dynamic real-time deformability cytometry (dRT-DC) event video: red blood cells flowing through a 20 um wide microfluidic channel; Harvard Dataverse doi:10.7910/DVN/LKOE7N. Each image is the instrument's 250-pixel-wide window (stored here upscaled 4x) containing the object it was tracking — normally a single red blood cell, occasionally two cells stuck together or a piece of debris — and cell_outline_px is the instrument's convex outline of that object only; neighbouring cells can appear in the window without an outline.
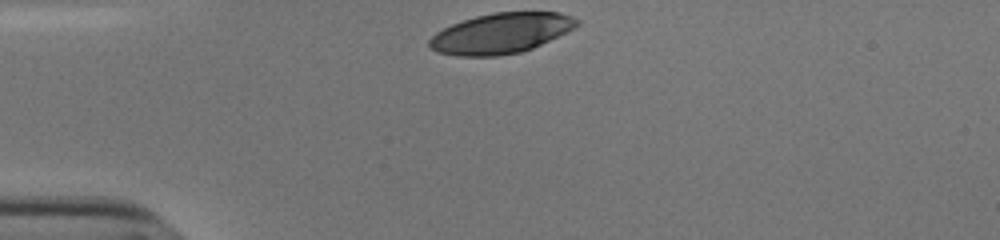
{"species": "human", "species_latin": "Homo sapiens", "temperature_condition": "cold", "stored_images_in_passage": 30, "camera_frame_rate_fps": 3000, "um_per_image_px": 0.085, "donor": {"sex": "male"}, "frame": {"image": 1, "passage_image": 1, "time_ms": 0.0, "image_size_px": [1000, 240], "cell_outline_px": [[580, 24], [576, 28], [568, 32], [532, 48], [520, 52], [500, 56], [456, 56], [436, 52], [428, 48], [428, 40], [436, 32], [452, 24], [476, 16], [496, 12], [560, 12], [572, 16], [580, 20]], "centroid_in_image_um": [42.59, 2.83], "position_along_channel_um": 42.4, "area_um2": 34.91}}
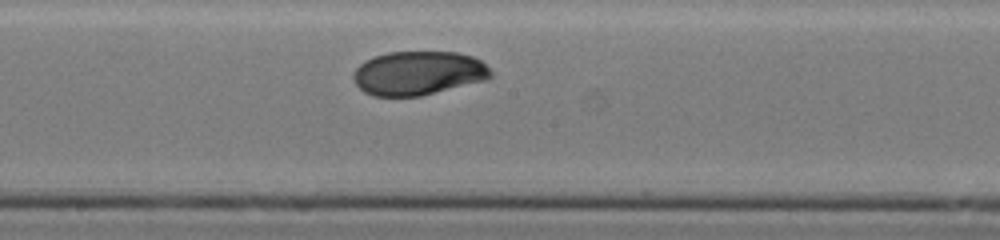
{"frame": {"image": 2, "passage_image": 17, "time_ms": 5.333, "image_size_px": [1000, 240], "cell_outline_px": [[492, 76], [488, 80], [420, 96], [372, 96], [364, 92], [356, 84], [352, 76], [356, 68], [364, 60], [388, 52], [456, 52], [472, 56], [480, 60], [492, 72]], "centroid_in_image_um": [35.56, 6.22], "position_along_channel_um": 212.6, "area_um2": 35.26}}
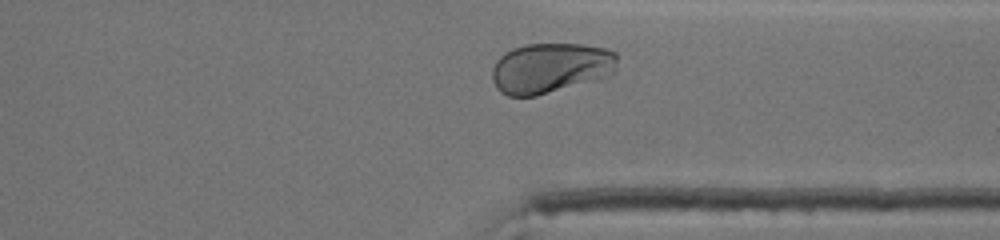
{"frame": {"image": 3, "passage_image": 29, "time_ms": 9.333, "image_size_px": [1000, 240], "cell_outline_px": [[616, 72], [612, 76], [536, 96], [508, 96], [500, 92], [496, 88], [492, 80], [492, 68], [496, 60], [504, 52], [512, 48], [528, 44], [584, 44], [608, 48], [616, 52]], "centroid_in_image_um": [46.82, 5.78], "position_along_channel_um": 364.6, "area_um2": 37.28}, "authors_computed_cell_mechanics": {"area_um2": 35.6337, "velocity_mm_per_s": 3.7848, "shape_relaxation_time_tau1_ms": 4.5692, "shape_relaxation_time_tau2_ms": 2.1036, "deformation_change_tau1": 0.1499, "deformation_change_tau2": 0.019}}